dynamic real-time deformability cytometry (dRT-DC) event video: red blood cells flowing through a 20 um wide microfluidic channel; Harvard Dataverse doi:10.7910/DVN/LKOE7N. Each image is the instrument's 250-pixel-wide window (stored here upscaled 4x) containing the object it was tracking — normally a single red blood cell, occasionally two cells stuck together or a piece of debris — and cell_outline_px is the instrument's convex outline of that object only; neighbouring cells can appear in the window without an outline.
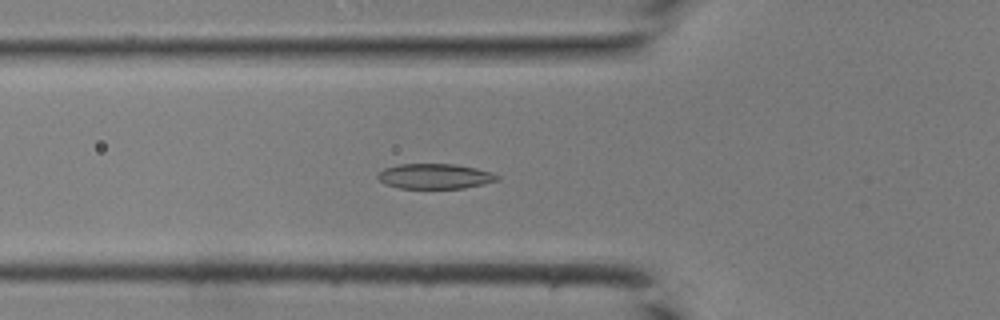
{"species": "common noctule bat (a hibernating species)", "species_latin": "Nyctalus noctula", "temperature_condition": "room temperature", "stored_images_in_passage": 32, "camera_frame_rate_fps": 3000, "um_per_image_px": 0.085, "animal": {"sex": "male", "body_mass_g": 19.0, "forearm_length_mm": 50.8}, "frame": {"image": 1, "passage_image": 5, "time_ms": 1.333, "image_size_px": [1000, 320], "cell_outline_px": [[500, 180], [484, 184], [464, 188], [400, 188], [384, 184], [376, 176], [384, 168], [400, 164], [456, 164], [476, 168], [492, 172], [500, 176]], "centroid_in_image_um": [37.0, 14.98], "position_along_channel_um": 88.8, "area_um2": 17.57}}
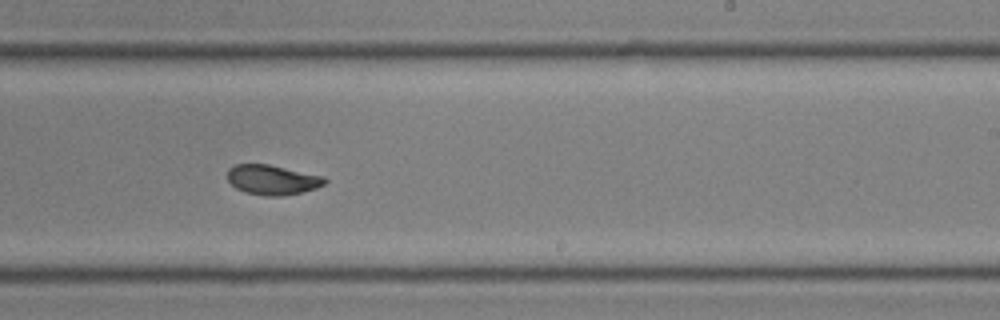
{"frame": {"image": 2, "passage_image": 16, "time_ms": 5.0, "image_size_px": [1000, 320], "cell_outline_px": [[328, 180], [324, 184], [316, 188], [284, 196], [264, 196], [244, 192], [236, 188], [228, 180], [228, 168], [236, 164], [268, 164], [324, 176]], "centroid_in_image_um": [23.15, 15.28], "position_along_channel_um": 265.9, "area_um2": 16.94}}
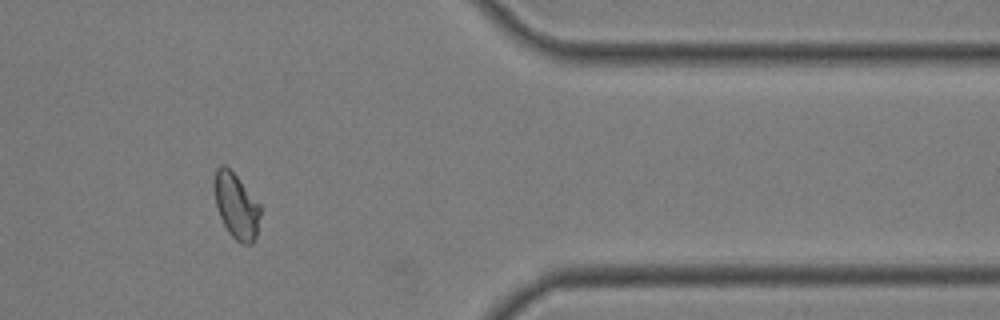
{"frame": {"image": 3, "passage_image": 25, "time_ms": 8.0, "image_size_px": [1000, 320], "cell_outline_px": [[260, 216], [256, 236], [252, 244], [240, 244], [228, 232], [220, 216], [216, 204], [212, 184], [216, 168], [220, 164], [224, 164], [236, 176], [260, 204]], "centroid_in_image_um": [20.06, 17.5], "position_along_channel_um": 391.3, "area_um2": 17.57}}